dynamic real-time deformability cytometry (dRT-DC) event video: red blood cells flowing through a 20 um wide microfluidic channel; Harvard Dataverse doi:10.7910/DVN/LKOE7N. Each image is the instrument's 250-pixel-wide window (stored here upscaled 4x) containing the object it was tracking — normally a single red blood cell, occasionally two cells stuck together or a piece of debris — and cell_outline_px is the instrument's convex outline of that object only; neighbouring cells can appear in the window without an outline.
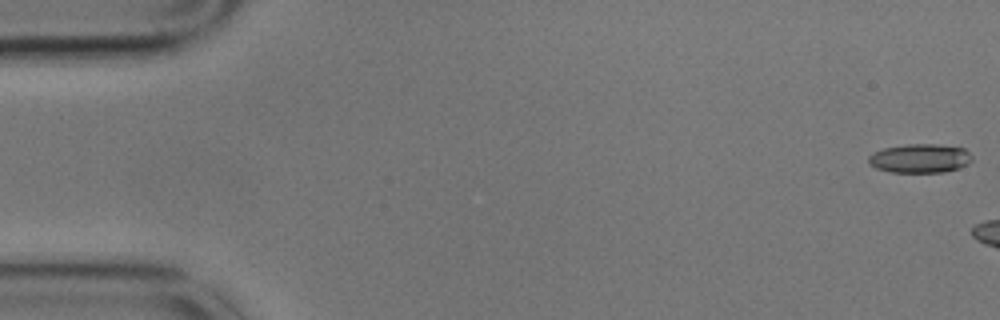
{"species": "common noctule bat (a hibernating species)", "species_latin": "Nyctalus noctula", "temperature_condition": "cold", "stored_images_in_passage": 6, "camera_frame_rate_fps": 3000, "um_per_image_px": 0.085, "animal": {"sex": "male", "body_mass_g": 17.9}, "frame": {"image": 1, "passage_image": 1, "time_ms": 0.0, "image_size_px": [1000, 320], "cell_outline_px": [[972, 160], [968, 164], [944, 172], [888, 172], [876, 168], [868, 164], [868, 156], [884, 148], [908, 144], [936, 144], [964, 148], [972, 156]], "centroid_in_image_um": [78.18, 13.46], "position_along_channel_um": 6.8, "area_um2": 17.4}}